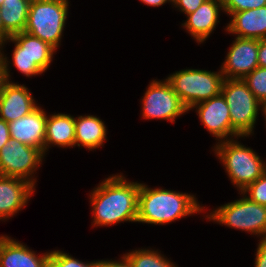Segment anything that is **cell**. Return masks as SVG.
Here are the masks:
<instances>
[{
  "label": "cell",
  "mask_w": 266,
  "mask_h": 267,
  "mask_svg": "<svg viewBox=\"0 0 266 267\" xmlns=\"http://www.w3.org/2000/svg\"><path fill=\"white\" fill-rule=\"evenodd\" d=\"M206 0H172V5L188 15L195 12Z\"/></svg>",
  "instance_id": "obj_27"
},
{
  "label": "cell",
  "mask_w": 266,
  "mask_h": 267,
  "mask_svg": "<svg viewBox=\"0 0 266 267\" xmlns=\"http://www.w3.org/2000/svg\"><path fill=\"white\" fill-rule=\"evenodd\" d=\"M255 267H266V235L263 236L256 249Z\"/></svg>",
  "instance_id": "obj_29"
},
{
  "label": "cell",
  "mask_w": 266,
  "mask_h": 267,
  "mask_svg": "<svg viewBox=\"0 0 266 267\" xmlns=\"http://www.w3.org/2000/svg\"><path fill=\"white\" fill-rule=\"evenodd\" d=\"M251 201L266 206V172L242 191Z\"/></svg>",
  "instance_id": "obj_26"
},
{
  "label": "cell",
  "mask_w": 266,
  "mask_h": 267,
  "mask_svg": "<svg viewBox=\"0 0 266 267\" xmlns=\"http://www.w3.org/2000/svg\"><path fill=\"white\" fill-rule=\"evenodd\" d=\"M4 0H0V6L3 4Z\"/></svg>",
  "instance_id": "obj_36"
},
{
  "label": "cell",
  "mask_w": 266,
  "mask_h": 267,
  "mask_svg": "<svg viewBox=\"0 0 266 267\" xmlns=\"http://www.w3.org/2000/svg\"><path fill=\"white\" fill-rule=\"evenodd\" d=\"M240 194L242 198L209 211L205 218L262 238L266 235V206L251 201L242 192Z\"/></svg>",
  "instance_id": "obj_7"
},
{
  "label": "cell",
  "mask_w": 266,
  "mask_h": 267,
  "mask_svg": "<svg viewBox=\"0 0 266 267\" xmlns=\"http://www.w3.org/2000/svg\"><path fill=\"white\" fill-rule=\"evenodd\" d=\"M140 183L127 181L122 174L101 181L91 191L92 225L112 226L117 223L136 222Z\"/></svg>",
  "instance_id": "obj_1"
},
{
  "label": "cell",
  "mask_w": 266,
  "mask_h": 267,
  "mask_svg": "<svg viewBox=\"0 0 266 267\" xmlns=\"http://www.w3.org/2000/svg\"><path fill=\"white\" fill-rule=\"evenodd\" d=\"M47 267H98V261L83 262L60 250L50 252Z\"/></svg>",
  "instance_id": "obj_24"
},
{
  "label": "cell",
  "mask_w": 266,
  "mask_h": 267,
  "mask_svg": "<svg viewBox=\"0 0 266 267\" xmlns=\"http://www.w3.org/2000/svg\"><path fill=\"white\" fill-rule=\"evenodd\" d=\"M10 41L15 44L12 54L13 66L26 77H33L46 72L56 53V50L47 42L24 31L12 35L1 43V50H3L5 43Z\"/></svg>",
  "instance_id": "obj_8"
},
{
  "label": "cell",
  "mask_w": 266,
  "mask_h": 267,
  "mask_svg": "<svg viewBox=\"0 0 266 267\" xmlns=\"http://www.w3.org/2000/svg\"><path fill=\"white\" fill-rule=\"evenodd\" d=\"M141 109L144 119L167 120L171 123L189 111L166 79L150 82L142 96Z\"/></svg>",
  "instance_id": "obj_10"
},
{
  "label": "cell",
  "mask_w": 266,
  "mask_h": 267,
  "mask_svg": "<svg viewBox=\"0 0 266 267\" xmlns=\"http://www.w3.org/2000/svg\"><path fill=\"white\" fill-rule=\"evenodd\" d=\"M221 94L229 106L232 129L241 137L254 132L261 103L243 79H224Z\"/></svg>",
  "instance_id": "obj_6"
},
{
  "label": "cell",
  "mask_w": 266,
  "mask_h": 267,
  "mask_svg": "<svg viewBox=\"0 0 266 267\" xmlns=\"http://www.w3.org/2000/svg\"><path fill=\"white\" fill-rule=\"evenodd\" d=\"M166 80L190 111L195 104L218 96L221 93L224 77L221 69L217 72L182 69L170 74Z\"/></svg>",
  "instance_id": "obj_5"
},
{
  "label": "cell",
  "mask_w": 266,
  "mask_h": 267,
  "mask_svg": "<svg viewBox=\"0 0 266 267\" xmlns=\"http://www.w3.org/2000/svg\"><path fill=\"white\" fill-rule=\"evenodd\" d=\"M223 12L230 15L249 9H259L266 6V0H221Z\"/></svg>",
  "instance_id": "obj_25"
},
{
  "label": "cell",
  "mask_w": 266,
  "mask_h": 267,
  "mask_svg": "<svg viewBox=\"0 0 266 267\" xmlns=\"http://www.w3.org/2000/svg\"><path fill=\"white\" fill-rule=\"evenodd\" d=\"M125 255L133 267H178L157 250L136 249Z\"/></svg>",
  "instance_id": "obj_22"
},
{
  "label": "cell",
  "mask_w": 266,
  "mask_h": 267,
  "mask_svg": "<svg viewBox=\"0 0 266 267\" xmlns=\"http://www.w3.org/2000/svg\"><path fill=\"white\" fill-rule=\"evenodd\" d=\"M68 1H32L24 32L38 37L57 50L58 46L61 45V37L68 16Z\"/></svg>",
  "instance_id": "obj_4"
},
{
  "label": "cell",
  "mask_w": 266,
  "mask_h": 267,
  "mask_svg": "<svg viewBox=\"0 0 266 267\" xmlns=\"http://www.w3.org/2000/svg\"><path fill=\"white\" fill-rule=\"evenodd\" d=\"M231 20L226 26L229 34L248 39H266V6L231 13Z\"/></svg>",
  "instance_id": "obj_18"
},
{
  "label": "cell",
  "mask_w": 266,
  "mask_h": 267,
  "mask_svg": "<svg viewBox=\"0 0 266 267\" xmlns=\"http://www.w3.org/2000/svg\"><path fill=\"white\" fill-rule=\"evenodd\" d=\"M40 106L28 115L8 123L10 139L40 149L44 153L47 114Z\"/></svg>",
  "instance_id": "obj_14"
},
{
  "label": "cell",
  "mask_w": 266,
  "mask_h": 267,
  "mask_svg": "<svg viewBox=\"0 0 266 267\" xmlns=\"http://www.w3.org/2000/svg\"><path fill=\"white\" fill-rule=\"evenodd\" d=\"M220 11L223 12L221 0H206L195 12L186 15L187 20L182 26L198 44H201L209 38L220 22Z\"/></svg>",
  "instance_id": "obj_17"
},
{
  "label": "cell",
  "mask_w": 266,
  "mask_h": 267,
  "mask_svg": "<svg viewBox=\"0 0 266 267\" xmlns=\"http://www.w3.org/2000/svg\"><path fill=\"white\" fill-rule=\"evenodd\" d=\"M1 9V6H0ZM3 43V21H2V16L0 12V44Z\"/></svg>",
  "instance_id": "obj_34"
},
{
  "label": "cell",
  "mask_w": 266,
  "mask_h": 267,
  "mask_svg": "<svg viewBox=\"0 0 266 267\" xmlns=\"http://www.w3.org/2000/svg\"><path fill=\"white\" fill-rule=\"evenodd\" d=\"M194 194L159 188L140 183L138 223L166 225L177 219L204 211Z\"/></svg>",
  "instance_id": "obj_2"
},
{
  "label": "cell",
  "mask_w": 266,
  "mask_h": 267,
  "mask_svg": "<svg viewBox=\"0 0 266 267\" xmlns=\"http://www.w3.org/2000/svg\"><path fill=\"white\" fill-rule=\"evenodd\" d=\"M141 2H143L144 4L148 5V6H152V7H159L164 5L165 3H172V0H140Z\"/></svg>",
  "instance_id": "obj_33"
},
{
  "label": "cell",
  "mask_w": 266,
  "mask_h": 267,
  "mask_svg": "<svg viewBox=\"0 0 266 267\" xmlns=\"http://www.w3.org/2000/svg\"><path fill=\"white\" fill-rule=\"evenodd\" d=\"M258 65L266 68V39L259 40Z\"/></svg>",
  "instance_id": "obj_32"
},
{
  "label": "cell",
  "mask_w": 266,
  "mask_h": 267,
  "mask_svg": "<svg viewBox=\"0 0 266 267\" xmlns=\"http://www.w3.org/2000/svg\"><path fill=\"white\" fill-rule=\"evenodd\" d=\"M10 133L8 123L0 118V149L10 142Z\"/></svg>",
  "instance_id": "obj_31"
},
{
  "label": "cell",
  "mask_w": 266,
  "mask_h": 267,
  "mask_svg": "<svg viewBox=\"0 0 266 267\" xmlns=\"http://www.w3.org/2000/svg\"><path fill=\"white\" fill-rule=\"evenodd\" d=\"M45 156L40 149L11 139L0 149V175L22 178L35 186L34 173Z\"/></svg>",
  "instance_id": "obj_9"
},
{
  "label": "cell",
  "mask_w": 266,
  "mask_h": 267,
  "mask_svg": "<svg viewBox=\"0 0 266 267\" xmlns=\"http://www.w3.org/2000/svg\"><path fill=\"white\" fill-rule=\"evenodd\" d=\"M35 190L27 180L0 175V220H7L22 210Z\"/></svg>",
  "instance_id": "obj_13"
},
{
  "label": "cell",
  "mask_w": 266,
  "mask_h": 267,
  "mask_svg": "<svg viewBox=\"0 0 266 267\" xmlns=\"http://www.w3.org/2000/svg\"><path fill=\"white\" fill-rule=\"evenodd\" d=\"M50 252L36 254L25 244L0 236V267H47Z\"/></svg>",
  "instance_id": "obj_16"
},
{
  "label": "cell",
  "mask_w": 266,
  "mask_h": 267,
  "mask_svg": "<svg viewBox=\"0 0 266 267\" xmlns=\"http://www.w3.org/2000/svg\"><path fill=\"white\" fill-rule=\"evenodd\" d=\"M121 260H98V267H133L127 256H121Z\"/></svg>",
  "instance_id": "obj_30"
},
{
  "label": "cell",
  "mask_w": 266,
  "mask_h": 267,
  "mask_svg": "<svg viewBox=\"0 0 266 267\" xmlns=\"http://www.w3.org/2000/svg\"><path fill=\"white\" fill-rule=\"evenodd\" d=\"M195 108L202 125L216 137L218 143L240 138L232 129L229 106L221 93L209 100L195 104L190 110Z\"/></svg>",
  "instance_id": "obj_11"
},
{
  "label": "cell",
  "mask_w": 266,
  "mask_h": 267,
  "mask_svg": "<svg viewBox=\"0 0 266 267\" xmlns=\"http://www.w3.org/2000/svg\"><path fill=\"white\" fill-rule=\"evenodd\" d=\"M1 51H2V50H1V46H0V61H1Z\"/></svg>",
  "instance_id": "obj_37"
},
{
  "label": "cell",
  "mask_w": 266,
  "mask_h": 267,
  "mask_svg": "<svg viewBox=\"0 0 266 267\" xmlns=\"http://www.w3.org/2000/svg\"><path fill=\"white\" fill-rule=\"evenodd\" d=\"M107 128L97 116L84 115L75 117V146L94 150L103 146Z\"/></svg>",
  "instance_id": "obj_20"
},
{
  "label": "cell",
  "mask_w": 266,
  "mask_h": 267,
  "mask_svg": "<svg viewBox=\"0 0 266 267\" xmlns=\"http://www.w3.org/2000/svg\"><path fill=\"white\" fill-rule=\"evenodd\" d=\"M243 81L248 85L249 90L255 98L261 103L266 99V68L256 67L249 73Z\"/></svg>",
  "instance_id": "obj_23"
},
{
  "label": "cell",
  "mask_w": 266,
  "mask_h": 267,
  "mask_svg": "<svg viewBox=\"0 0 266 267\" xmlns=\"http://www.w3.org/2000/svg\"><path fill=\"white\" fill-rule=\"evenodd\" d=\"M75 147V117L70 114H52L47 116L45 128L44 154L49 147Z\"/></svg>",
  "instance_id": "obj_19"
},
{
  "label": "cell",
  "mask_w": 266,
  "mask_h": 267,
  "mask_svg": "<svg viewBox=\"0 0 266 267\" xmlns=\"http://www.w3.org/2000/svg\"><path fill=\"white\" fill-rule=\"evenodd\" d=\"M258 39L236 37L220 67L224 79H244L258 67Z\"/></svg>",
  "instance_id": "obj_12"
},
{
  "label": "cell",
  "mask_w": 266,
  "mask_h": 267,
  "mask_svg": "<svg viewBox=\"0 0 266 267\" xmlns=\"http://www.w3.org/2000/svg\"><path fill=\"white\" fill-rule=\"evenodd\" d=\"M29 0H4L1 5L3 42L12 35L24 31L29 14Z\"/></svg>",
  "instance_id": "obj_21"
},
{
  "label": "cell",
  "mask_w": 266,
  "mask_h": 267,
  "mask_svg": "<svg viewBox=\"0 0 266 267\" xmlns=\"http://www.w3.org/2000/svg\"><path fill=\"white\" fill-rule=\"evenodd\" d=\"M38 107L37 102L23 84L8 81L0 94V118L7 123L28 115Z\"/></svg>",
  "instance_id": "obj_15"
},
{
  "label": "cell",
  "mask_w": 266,
  "mask_h": 267,
  "mask_svg": "<svg viewBox=\"0 0 266 267\" xmlns=\"http://www.w3.org/2000/svg\"><path fill=\"white\" fill-rule=\"evenodd\" d=\"M6 55L3 54V51L1 52V61H0V94L3 91L4 85L9 81L10 82V71H9V63L8 57H5Z\"/></svg>",
  "instance_id": "obj_28"
},
{
  "label": "cell",
  "mask_w": 266,
  "mask_h": 267,
  "mask_svg": "<svg viewBox=\"0 0 266 267\" xmlns=\"http://www.w3.org/2000/svg\"><path fill=\"white\" fill-rule=\"evenodd\" d=\"M213 148L231 183L240 192L266 172V161L237 139L219 142Z\"/></svg>",
  "instance_id": "obj_3"
},
{
  "label": "cell",
  "mask_w": 266,
  "mask_h": 267,
  "mask_svg": "<svg viewBox=\"0 0 266 267\" xmlns=\"http://www.w3.org/2000/svg\"><path fill=\"white\" fill-rule=\"evenodd\" d=\"M260 110H261V112H263L262 115L264 116V119L266 121V99L261 102Z\"/></svg>",
  "instance_id": "obj_35"
}]
</instances>
